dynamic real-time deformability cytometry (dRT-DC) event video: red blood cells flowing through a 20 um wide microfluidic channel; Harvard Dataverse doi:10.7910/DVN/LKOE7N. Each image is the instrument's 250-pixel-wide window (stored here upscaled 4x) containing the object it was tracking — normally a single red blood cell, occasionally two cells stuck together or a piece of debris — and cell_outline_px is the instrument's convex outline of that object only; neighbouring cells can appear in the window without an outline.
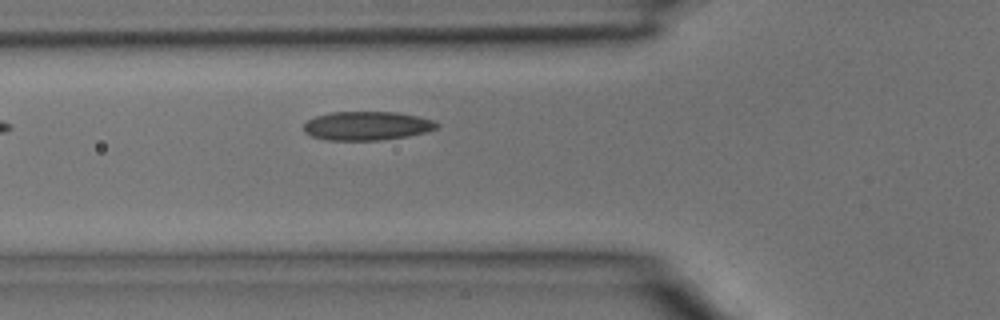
{"species": "common noctule bat (a hibernating species)", "species_latin": "Nyctalus noctula", "temperature_condition": "room temperature", "stored_images_in_passage": 3, "camera_frame_rate_fps": 3000, "um_per_image_px": 0.085, "animal": {"sex": "male", "body_mass_g": 15.6}, "frame": {"image": 1, "passage_image": 3, "time_ms": 0.667, "image_size_px": [1000, 320], "cell_outline_px": [[440, 124], [436, 128], [428, 132], [408, 136], [380, 140], [328, 140], [312, 136], [304, 132], [304, 124], [308, 120], [316, 116], [332, 112], [400, 112], [432, 120]], "centroid_in_image_um": [31.2, 10.69], "position_along_channel_um": 94.6, "area_um2": 22.31}}